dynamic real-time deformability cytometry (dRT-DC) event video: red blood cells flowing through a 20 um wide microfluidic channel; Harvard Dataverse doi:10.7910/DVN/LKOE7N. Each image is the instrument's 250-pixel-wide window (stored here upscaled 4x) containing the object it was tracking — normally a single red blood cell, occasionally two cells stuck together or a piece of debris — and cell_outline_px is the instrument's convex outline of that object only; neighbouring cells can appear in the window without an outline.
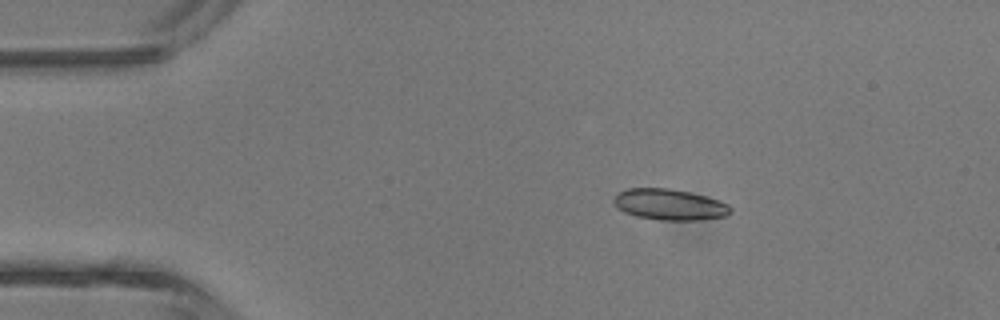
{"species": "common noctule bat (a hibernating species)", "species_latin": "Nyctalus noctula", "temperature_condition": "room temperature", "stored_images_in_passage": 5, "camera_frame_rate_fps": 3000, "um_per_image_px": 0.085, "animal": {"sex": "male", "body_mass_g": 13.3}, "frame": {"image": 1, "passage_image": 3, "time_ms": 2.0, "image_size_px": [1000, 320], "cell_outline_px": [[732, 212], [728, 216], [700, 220], [660, 220], [636, 216], [624, 212], [616, 208], [612, 204], [612, 200], [620, 192], [628, 188], [668, 188], [688, 192], [704, 196], [728, 204], [732, 208]], "centroid_in_image_um": [56.9, 17.4], "position_along_channel_um": 28.1, "area_um2": 21.15}}
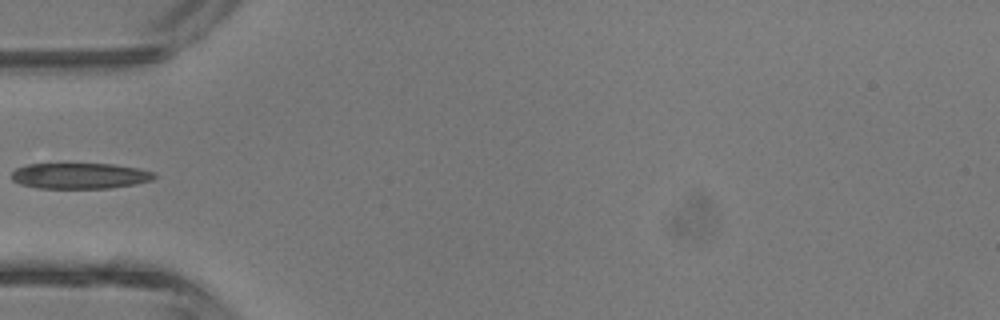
{"frame": {"image": 2, "passage_image": 5, "time_ms": 4.333, "image_size_px": [1000, 320], "cell_outline_px": [[156, 176], [152, 180], [136, 184], [108, 188], [40, 188], [20, 184], [12, 180], [12, 172], [16, 168], [28, 164], [112, 164], [140, 168], [156, 172]], "centroid_in_image_um": [6.82, 14.94], "position_along_channel_um": 78.2, "area_um2": 21.5}}